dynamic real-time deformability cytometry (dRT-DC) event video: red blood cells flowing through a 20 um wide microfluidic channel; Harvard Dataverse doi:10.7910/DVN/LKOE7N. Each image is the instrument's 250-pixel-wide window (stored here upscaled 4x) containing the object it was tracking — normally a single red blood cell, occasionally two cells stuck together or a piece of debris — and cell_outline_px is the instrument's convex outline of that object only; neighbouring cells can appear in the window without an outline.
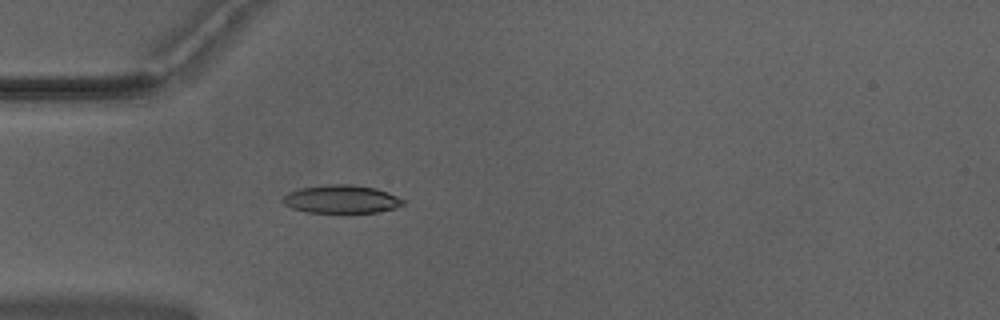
{"species": "Egyptian fruit bat (a non-hibernating species)", "species_latin": "Rousettus aegyptiacus", "temperature_condition": "warm", "stored_images_in_passage": 52, "camera_frame_rate_fps": 3000, "um_per_image_px": 0.085, "animal": {"sex": "male"}, "frame": {"image": 1, "passage_image": 16, "time_ms": 5.0, "image_size_px": [1000, 320], "cell_outline_px": [[408, 200], [404, 204], [396, 208], [376, 212], [308, 212], [292, 208], [284, 204], [280, 200], [288, 192], [300, 188], [328, 184], [348, 184], [376, 188], [388, 192]], "centroid_in_image_um": [29.05, 16.92], "position_along_channel_um": 56.0, "area_um2": 19.83}}
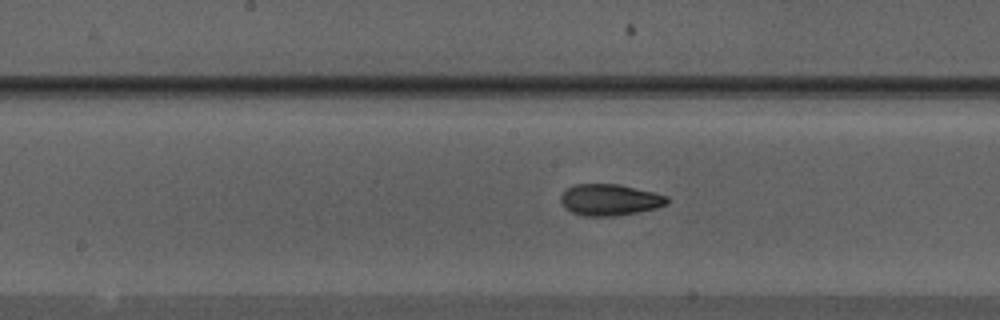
{"frame": {"image": 2, "passage_image": 27, "time_ms": 8.667, "image_size_px": [1000, 320], "cell_outline_px": [[668, 204], [656, 208], [616, 216], [584, 216], [572, 212], [560, 200], [560, 196], [568, 188], [576, 184], [620, 184], [668, 196]], "centroid_in_image_um": [51.85, 16.98], "position_along_channel_um": 196.3, "area_um2": 19.25}}
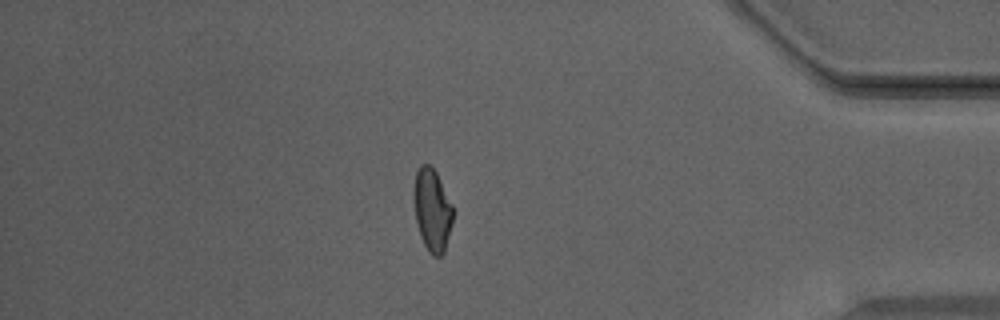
{"frame": {"image": 3, "passage_image": 45, "time_ms": 14.667, "image_size_px": [1000, 320], "cell_outline_px": [[452, 224], [444, 252], [440, 256], [432, 256], [428, 252], [420, 236], [416, 220], [412, 200], [412, 188], [416, 172], [420, 164], [428, 164], [436, 172], [452, 204]], "centroid_in_image_um": [36.7, 17.84], "position_along_channel_um": 398.5, "area_um2": 19.02}, "authors_computed_cell_mechanics": {"area_um2": 19.3341, "velocity_mm_per_s": 3.977, "shape_relaxation_time_tau1_ms": 5.7755, "shape_relaxation_time_tau2_ms": 2.1277, "deformation_change_tau1": 0.1813, "deformation_change_tau2": 0.0782}}